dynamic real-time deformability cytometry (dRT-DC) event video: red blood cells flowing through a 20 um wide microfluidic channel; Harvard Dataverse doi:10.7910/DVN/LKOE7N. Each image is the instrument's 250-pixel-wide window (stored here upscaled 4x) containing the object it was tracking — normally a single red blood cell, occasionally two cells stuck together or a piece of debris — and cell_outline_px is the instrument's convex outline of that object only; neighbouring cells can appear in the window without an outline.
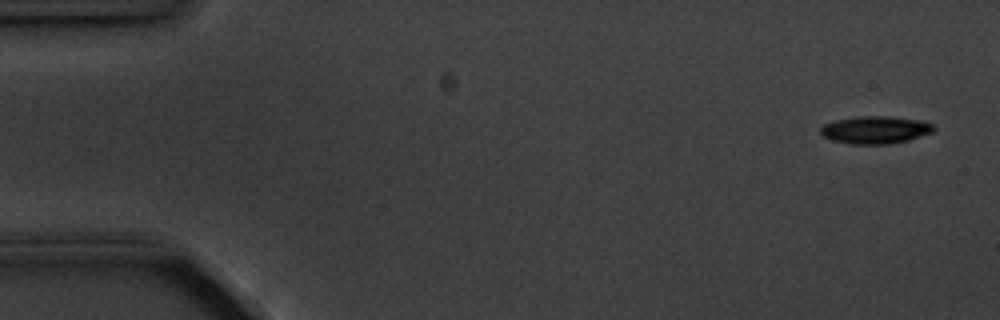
{"species": "common noctule bat (a hibernating species)", "species_latin": "Nyctalus noctula", "temperature_condition": "cold", "stored_images_in_passage": 4, "camera_frame_rate_fps": 3000, "um_per_image_px": 0.085, "animal": {"sex": "male", "body_mass_g": 20.1, "forearm_length_mm": 53.5}, "frame": {"image": 1, "passage_image": 1, "time_ms": 0.0, "image_size_px": [1000, 320], "cell_outline_px": [[936, 128], [932, 132], [908, 140], [888, 144], [852, 144], [832, 140], [824, 136], [820, 132], [820, 128], [824, 124], [836, 120], [856, 116], [888, 116], [924, 120], [932, 124]], "centroid_in_image_um": [74.42, 11.03], "position_along_channel_um": 10.6, "area_um2": 18.21}}
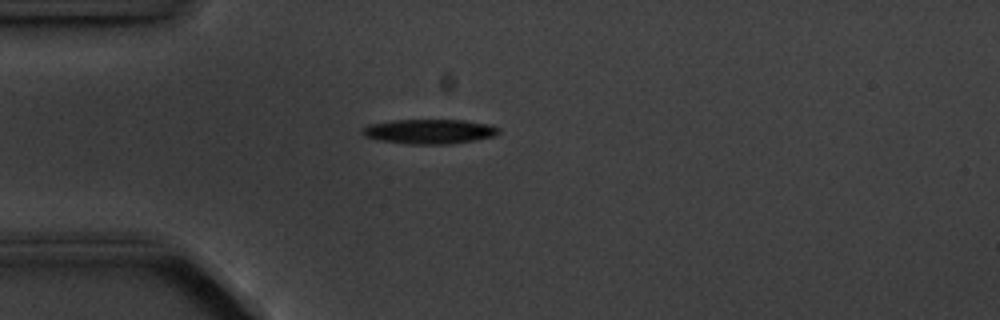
{"frame": {"image": 2, "passage_image": 4, "time_ms": 4.0, "image_size_px": [1000, 320], "cell_outline_px": [[500, 132], [496, 136], [476, 140], [448, 144], [408, 144], [380, 140], [364, 136], [360, 132], [360, 128], [368, 124], [392, 120], [464, 120], [488, 124], [500, 128]], "centroid_in_image_um": [36.48, 11.17], "position_along_channel_um": 48.5, "area_um2": 19.77}}